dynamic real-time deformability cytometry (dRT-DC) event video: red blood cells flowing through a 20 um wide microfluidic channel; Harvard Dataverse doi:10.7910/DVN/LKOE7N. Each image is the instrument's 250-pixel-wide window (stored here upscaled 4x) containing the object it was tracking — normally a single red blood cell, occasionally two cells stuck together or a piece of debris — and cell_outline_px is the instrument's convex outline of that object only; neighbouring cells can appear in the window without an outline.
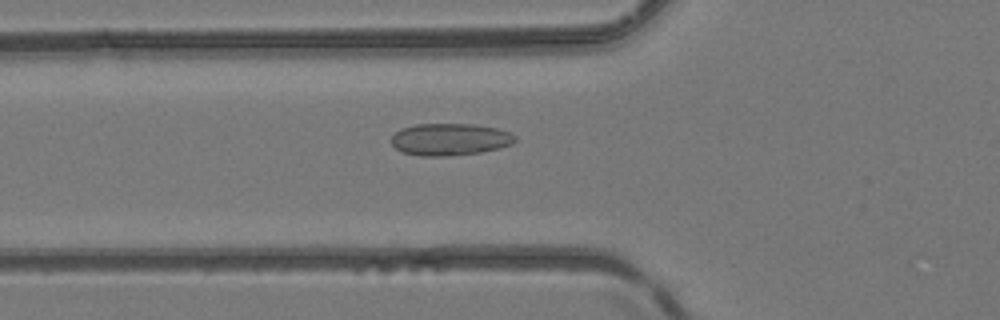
{"species": "common noctule bat (a hibernating species)", "species_latin": "Nyctalus noctula", "temperature_condition": "room temperature", "stored_images_in_passage": 49, "camera_frame_rate_fps": 3000, "um_per_image_px": 0.085, "animal": {"sex": "female", "body_mass_g": 24.6, "forearm_length_mm": 56.2}, "frame": {"image": 1, "passage_image": 18, "time_ms": 5.667, "image_size_px": [1000, 320], "cell_outline_px": [[516, 140], [512, 144], [500, 148], [480, 152], [444, 156], [420, 156], [404, 152], [396, 148], [392, 144], [392, 136], [400, 128], [416, 124], [472, 124], [496, 128], [508, 132], [516, 136]], "centroid_in_image_um": [38.24, 11.84], "position_along_channel_um": 87.6, "area_um2": 23.0}}
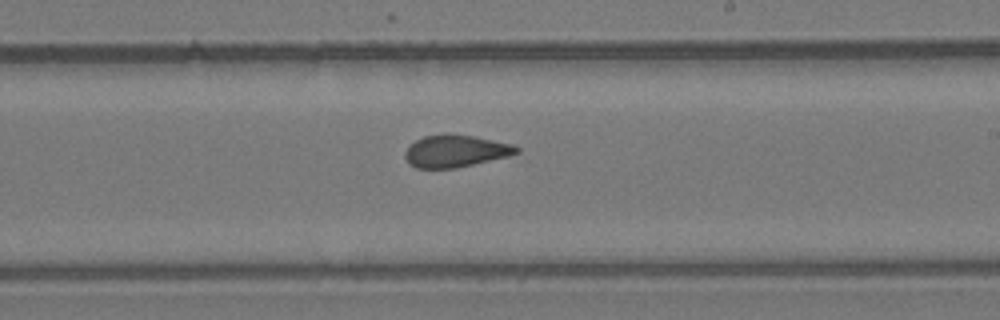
{"frame": {"image": 2, "passage_image": 29, "time_ms": 9.333, "image_size_px": [1000, 320], "cell_outline_px": [[520, 152], [508, 156], [456, 168], [416, 168], [408, 164], [404, 156], [404, 152], [416, 140], [424, 136], [444, 132], [448, 132], [476, 136], [512, 144], [520, 148]], "centroid_in_image_um": [38.71, 12.82], "position_along_channel_um": 250.3, "area_um2": 21.21}}
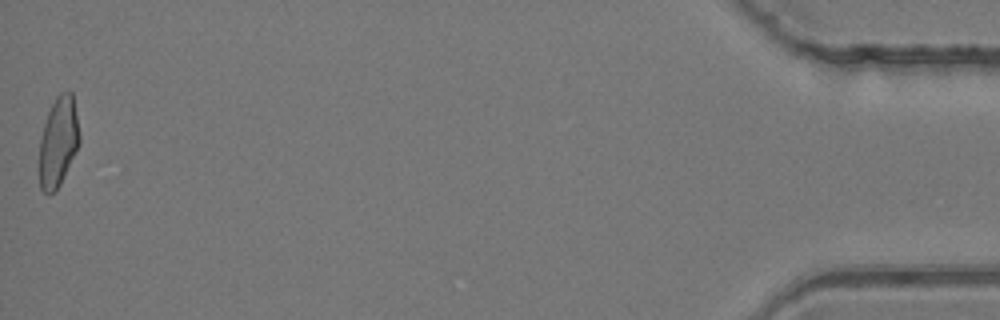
{"frame": {"image": 3, "passage_image": 48, "time_ms": 15.667, "image_size_px": [1000, 320], "cell_outline_px": [[80, 144], [60, 184], [52, 192], [44, 192], [40, 188], [40, 136], [48, 112], [56, 96], [60, 92], [68, 88], [72, 92], [80, 136]], "centroid_in_image_um": [4.97, 11.99], "position_along_channel_um": 430.2, "area_um2": 20.87}}